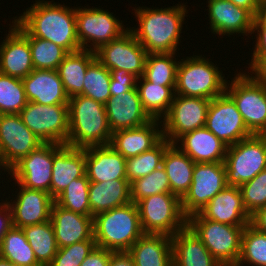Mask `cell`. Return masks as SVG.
Masks as SVG:
<instances>
[{
  "mask_svg": "<svg viewBox=\"0 0 266 266\" xmlns=\"http://www.w3.org/2000/svg\"><path fill=\"white\" fill-rule=\"evenodd\" d=\"M14 22L28 36L51 41L68 53L81 50L76 34V9L37 0Z\"/></svg>",
  "mask_w": 266,
  "mask_h": 266,
  "instance_id": "obj_1",
  "label": "cell"
},
{
  "mask_svg": "<svg viewBox=\"0 0 266 266\" xmlns=\"http://www.w3.org/2000/svg\"><path fill=\"white\" fill-rule=\"evenodd\" d=\"M186 9L183 3L164 9L137 7L139 26L130 31L148 54L176 53Z\"/></svg>",
  "mask_w": 266,
  "mask_h": 266,
  "instance_id": "obj_2",
  "label": "cell"
},
{
  "mask_svg": "<svg viewBox=\"0 0 266 266\" xmlns=\"http://www.w3.org/2000/svg\"><path fill=\"white\" fill-rule=\"evenodd\" d=\"M68 114L66 145L81 149L110 145L112 131L103 103L84 95L73 96L69 98Z\"/></svg>",
  "mask_w": 266,
  "mask_h": 266,
  "instance_id": "obj_3",
  "label": "cell"
},
{
  "mask_svg": "<svg viewBox=\"0 0 266 266\" xmlns=\"http://www.w3.org/2000/svg\"><path fill=\"white\" fill-rule=\"evenodd\" d=\"M97 247L113 252H127L144 234L137 204L113 208L93 217Z\"/></svg>",
  "mask_w": 266,
  "mask_h": 266,
  "instance_id": "obj_4",
  "label": "cell"
},
{
  "mask_svg": "<svg viewBox=\"0 0 266 266\" xmlns=\"http://www.w3.org/2000/svg\"><path fill=\"white\" fill-rule=\"evenodd\" d=\"M209 59L192 56L181 59L177 68L175 95L212 100L225 92L227 80Z\"/></svg>",
  "mask_w": 266,
  "mask_h": 266,
  "instance_id": "obj_5",
  "label": "cell"
},
{
  "mask_svg": "<svg viewBox=\"0 0 266 266\" xmlns=\"http://www.w3.org/2000/svg\"><path fill=\"white\" fill-rule=\"evenodd\" d=\"M187 225L220 265H236L245 226H233L205 219L199 212L188 217Z\"/></svg>",
  "mask_w": 266,
  "mask_h": 266,
  "instance_id": "obj_6",
  "label": "cell"
},
{
  "mask_svg": "<svg viewBox=\"0 0 266 266\" xmlns=\"http://www.w3.org/2000/svg\"><path fill=\"white\" fill-rule=\"evenodd\" d=\"M136 204L144 234L172 237L187 226L188 217L182 210L181 198L173 193L147 196Z\"/></svg>",
  "mask_w": 266,
  "mask_h": 266,
  "instance_id": "obj_7",
  "label": "cell"
},
{
  "mask_svg": "<svg viewBox=\"0 0 266 266\" xmlns=\"http://www.w3.org/2000/svg\"><path fill=\"white\" fill-rule=\"evenodd\" d=\"M226 83L225 92L233 99L247 129L254 135L266 133V84L254 75L239 72ZM228 84V85H227ZM230 85V86H229Z\"/></svg>",
  "mask_w": 266,
  "mask_h": 266,
  "instance_id": "obj_8",
  "label": "cell"
},
{
  "mask_svg": "<svg viewBox=\"0 0 266 266\" xmlns=\"http://www.w3.org/2000/svg\"><path fill=\"white\" fill-rule=\"evenodd\" d=\"M226 184L240 187L266 169V136L251 135L227 146L224 161Z\"/></svg>",
  "mask_w": 266,
  "mask_h": 266,
  "instance_id": "obj_9",
  "label": "cell"
},
{
  "mask_svg": "<svg viewBox=\"0 0 266 266\" xmlns=\"http://www.w3.org/2000/svg\"><path fill=\"white\" fill-rule=\"evenodd\" d=\"M19 115L25 126L43 143L66 145L69 133L68 104L28 102Z\"/></svg>",
  "mask_w": 266,
  "mask_h": 266,
  "instance_id": "obj_10",
  "label": "cell"
},
{
  "mask_svg": "<svg viewBox=\"0 0 266 266\" xmlns=\"http://www.w3.org/2000/svg\"><path fill=\"white\" fill-rule=\"evenodd\" d=\"M127 30L128 27L125 29L122 21L120 23L112 12L97 7L76 8V34L81 49L95 52Z\"/></svg>",
  "mask_w": 266,
  "mask_h": 266,
  "instance_id": "obj_11",
  "label": "cell"
},
{
  "mask_svg": "<svg viewBox=\"0 0 266 266\" xmlns=\"http://www.w3.org/2000/svg\"><path fill=\"white\" fill-rule=\"evenodd\" d=\"M226 186L224 162L195 163L192 183L181 198L184 214L189 217L200 212Z\"/></svg>",
  "mask_w": 266,
  "mask_h": 266,
  "instance_id": "obj_12",
  "label": "cell"
},
{
  "mask_svg": "<svg viewBox=\"0 0 266 266\" xmlns=\"http://www.w3.org/2000/svg\"><path fill=\"white\" fill-rule=\"evenodd\" d=\"M209 99L175 95L167 115L161 120L163 138L170 143L185 133L205 127Z\"/></svg>",
  "mask_w": 266,
  "mask_h": 266,
  "instance_id": "obj_13",
  "label": "cell"
},
{
  "mask_svg": "<svg viewBox=\"0 0 266 266\" xmlns=\"http://www.w3.org/2000/svg\"><path fill=\"white\" fill-rule=\"evenodd\" d=\"M205 127L226 146L253 135L247 129L235 102L226 92L210 101Z\"/></svg>",
  "mask_w": 266,
  "mask_h": 266,
  "instance_id": "obj_14",
  "label": "cell"
},
{
  "mask_svg": "<svg viewBox=\"0 0 266 266\" xmlns=\"http://www.w3.org/2000/svg\"><path fill=\"white\" fill-rule=\"evenodd\" d=\"M96 59L110 70H125L140 78L144 74L147 52L130 28L117 39L95 51Z\"/></svg>",
  "mask_w": 266,
  "mask_h": 266,
  "instance_id": "obj_15",
  "label": "cell"
},
{
  "mask_svg": "<svg viewBox=\"0 0 266 266\" xmlns=\"http://www.w3.org/2000/svg\"><path fill=\"white\" fill-rule=\"evenodd\" d=\"M53 143H43L10 169L9 174L21 186L51 195Z\"/></svg>",
  "mask_w": 266,
  "mask_h": 266,
  "instance_id": "obj_16",
  "label": "cell"
},
{
  "mask_svg": "<svg viewBox=\"0 0 266 266\" xmlns=\"http://www.w3.org/2000/svg\"><path fill=\"white\" fill-rule=\"evenodd\" d=\"M41 144L43 142L25 126L19 114L0 115V153L8 169Z\"/></svg>",
  "mask_w": 266,
  "mask_h": 266,
  "instance_id": "obj_17",
  "label": "cell"
},
{
  "mask_svg": "<svg viewBox=\"0 0 266 266\" xmlns=\"http://www.w3.org/2000/svg\"><path fill=\"white\" fill-rule=\"evenodd\" d=\"M12 24L7 37L0 43V72L23 79L34 70L29 36L15 23Z\"/></svg>",
  "mask_w": 266,
  "mask_h": 266,
  "instance_id": "obj_18",
  "label": "cell"
},
{
  "mask_svg": "<svg viewBox=\"0 0 266 266\" xmlns=\"http://www.w3.org/2000/svg\"><path fill=\"white\" fill-rule=\"evenodd\" d=\"M15 183L19 186L17 197L14 202H7L12 209L13 226L24 228L49 221L55 202L52 196L48 192L28 189Z\"/></svg>",
  "mask_w": 266,
  "mask_h": 266,
  "instance_id": "obj_19",
  "label": "cell"
},
{
  "mask_svg": "<svg viewBox=\"0 0 266 266\" xmlns=\"http://www.w3.org/2000/svg\"><path fill=\"white\" fill-rule=\"evenodd\" d=\"M85 174V149L53 143L51 196L54 200L74 179Z\"/></svg>",
  "mask_w": 266,
  "mask_h": 266,
  "instance_id": "obj_20",
  "label": "cell"
},
{
  "mask_svg": "<svg viewBox=\"0 0 266 266\" xmlns=\"http://www.w3.org/2000/svg\"><path fill=\"white\" fill-rule=\"evenodd\" d=\"M104 105L112 133L136 128L152 120L143 109L137 87L126 93L111 96Z\"/></svg>",
  "mask_w": 266,
  "mask_h": 266,
  "instance_id": "obj_21",
  "label": "cell"
},
{
  "mask_svg": "<svg viewBox=\"0 0 266 266\" xmlns=\"http://www.w3.org/2000/svg\"><path fill=\"white\" fill-rule=\"evenodd\" d=\"M207 7L212 33L224 36L252 34L254 15L249 10L230 0H209Z\"/></svg>",
  "mask_w": 266,
  "mask_h": 266,
  "instance_id": "obj_22",
  "label": "cell"
},
{
  "mask_svg": "<svg viewBox=\"0 0 266 266\" xmlns=\"http://www.w3.org/2000/svg\"><path fill=\"white\" fill-rule=\"evenodd\" d=\"M199 213L205 219L233 226H247L251 221L240 188L236 186L227 185Z\"/></svg>",
  "mask_w": 266,
  "mask_h": 266,
  "instance_id": "obj_23",
  "label": "cell"
},
{
  "mask_svg": "<svg viewBox=\"0 0 266 266\" xmlns=\"http://www.w3.org/2000/svg\"><path fill=\"white\" fill-rule=\"evenodd\" d=\"M50 221L58 248L80 241L95 240L92 216H84L66 210L54 202Z\"/></svg>",
  "mask_w": 266,
  "mask_h": 266,
  "instance_id": "obj_24",
  "label": "cell"
},
{
  "mask_svg": "<svg viewBox=\"0 0 266 266\" xmlns=\"http://www.w3.org/2000/svg\"><path fill=\"white\" fill-rule=\"evenodd\" d=\"M85 165L90 182L127 180L126 158L111 145L85 148Z\"/></svg>",
  "mask_w": 266,
  "mask_h": 266,
  "instance_id": "obj_25",
  "label": "cell"
},
{
  "mask_svg": "<svg viewBox=\"0 0 266 266\" xmlns=\"http://www.w3.org/2000/svg\"><path fill=\"white\" fill-rule=\"evenodd\" d=\"M161 126L160 120L152 119L136 128L117 130L112 133L110 145L126 159L135 157L152 149L163 139V130H159Z\"/></svg>",
  "mask_w": 266,
  "mask_h": 266,
  "instance_id": "obj_26",
  "label": "cell"
},
{
  "mask_svg": "<svg viewBox=\"0 0 266 266\" xmlns=\"http://www.w3.org/2000/svg\"><path fill=\"white\" fill-rule=\"evenodd\" d=\"M28 102L42 105L68 104L67 95L57 70L34 69L22 79Z\"/></svg>",
  "mask_w": 266,
  "mask_h": 266,
  "instance_id": "obj_27",
  "label": "cell"
},
{
  "mask_svg": "<svg viewBox=\"0 0 266 266\" xmlns=\"http://www.w3.org/2000/svg\"><path fill=\"white\" fill-rule=\"evenodd\" d=\"M174 144L195 163L225 161L227 146L206 127L183 134Z\"/></svg>",
  "mask_w": 266,
  "mask_h": 266,
  "instance_id": "obj_28",
  "label": "cell"
},
{
  "mask_svg": "<svg viewBox=\"0 0 266 266\" xmlns=\"http://www.w3.org/2000/svg\"><path fill=\"white\" fill-rule=\"evenodd\" d=\"M171 239L173 266H220L188 225Z\"/></svg>",
  "mask_w": 266,
  "mask_h": 266,
  "instance_id": "obj_29",
  "label": "cell"
},
{
  "mask_svg": "<svg viewBox=\"0 0 266 266\" xmlns=\"http://www.w3.org/2000/svg\"><path fill=\"white\" fill-rule=\"evenodd\" d=\"M127 252L135 266H173L172 239L164 234H143Z\"/></svg>",
  "mask_w": 266,
  "mask_h": 266,
  "instance_id": "obj_30",
  "label": "cell"
},
{
  "mask_svg": "<svg viewBox=\"0 0 266 266\" xmlns=\"http://www.w3.org/2000/svg\"><path fill=\"white\" fill-rule=\"evenodd\" d=\"M131 202L128 180L90 182L89 204L92 217Z\"/></svg>",
  "mask_w": 266,
  "mask_h": 266,
  "instance_id": "obj_31",
  "label": "cell"
},
{
  "mask_svg": "<svg viewBox=\"0 0 266 266\" xmlns=\"http://www.w3.org/2000/svg\"><path fill=\"white\" fill-rule=\"evenodd\" d=\"M162 166L167 173L171 193L182 198L192 183L195 162L171 143L166 148Z\"/></svg>",
  "mask_w": 266,
  "mask_h": 266,
  "instance_id": "obj_32",
  "label": "cell"
},
{
  "mask_svg": "<svg viewBox=\"0 0 266 266\" xmlns=\"http://www.w3.org/2000/svg\"><path fill=\"white\" fill-rule=\"evenodd\" d=\"M96 59L94 51L81 49L68 53L57 68L69 98L83 95V84L88 66Z\"/></svg>",
  "mask_w": 266,
  "mask_h": 266,
  "instance_id": "obj_33",
  "label": "cell"
},
{
  "mask_svg": "<svg viewBox=\"0 0 266 266\" xmlns=\"http://www.w3.org/2000/svg\"><path fill=\"white\" fill-rule=\"evenodd\" d=\"M136 87L143 109L149 117L156 120L163 119L173 102L175 86H162L157 83H151L142 76L137 79Z\"/></svg>",
  "mask_w": 266,
  "mask_h": 266,
  "instance_id": "obj_34",
  "label": "cell"
},
{
  "mask_svg": "<svg viewBox=\"0 0 266 266\" xmlns=\"http://www.w3.org/2000/svg\"><path fill=\"white\" fill-rule=\"evenodd\" d=\"M22 230L35 254L36 260L42 266H48L58 251L51 221L26 226Z\"/></svg>",
  "mask_w": 266,
  "mask_h": 266,
  "instance_id": "obj_35",
  "label": "cell"
},
{
  "mask_svg": "<svg viewBox=\"0 0 266 266\" xmlns=\"http://www.w3.org/2000/svg\"><path fill=\"white\" fill-rule=\"evenodd\" d=\"M0 256L17 266H42L35 257L22 228L12 227L3 238Z\"/></svg>",
  "mask_w": 266,
  "mask_h": 266,
  "instance_id": "obj_36",
  "label": "cell"
},
{
  "mask_svg": "<svg viewBox=\"0 0 266 266\" xmlns=\"http://www.w3.org/2000/svg\"><path fill=\"white\" fill-rule=\"evenodd\" d=\"M175 55L176 53L147 54L143 77L151 83L176 86L177 68L180 61H175Z\"/></svg>",
  "mask_w": 266,
  "mask_h": 266,
  "instance_id": "obj_37",
  "label": "cell"
},
{
  "mask_svg": "<svg viewBox=\"0 0 266 266\" xmlns=\"http://www.w3.org/2000/svg\"><path fill=\"white\" fill-rule=\"evenodd\" d=\"M171 143L163 138L155 147L135 157L126 159V178L129 183L144 177L163 164L166 148Z\"/></svg>",
  "mask_w": 266,
  "mask_h": 266,
  "instance_id": "obj_38",
  "label": "cell"
},
{
  "mask_svg": "<svg viewBox=\"0 0 266 266\" xmlns=\"http://www.w3.org/2000/svg\"><path fill=\"white\" fill-rule=\"evenodd\" d=\"M246 263L252 266H266V233L251 224L243 230L241 252L236 265L243 266Z\"/></svg>",
  "mask_w": 266,
  "mask_h": 266,
  "instance_id": "obj_39",
  "label": "cell"
},
{
  "mask_svg": "<svg viewBox=\"0 0 266 266\" xmlns=\"http://www.w3.org/2000/svg\"><path fill=\"white\" fill-rule=\"evenodd\" d=\"M90 181L85 174L74 179L56 199L55 203L62 208L75 213L92 216L89 204Z\"/></svg>",
  "mask_w": 266,
  "mask_h": 266,
  "instance_id": "obj_40",
  "label": "cell"
},
{
  "mask_svg": "<svg viewBox=\"0 0 266 266\" xmlns=\"http://www.w3.org/2000/svg\"><path fill=\"white\" fill-rule=\"evenodd\" d=\"M110 81V71L95 59L86 70L83 95L105 104L111 98Z\"/></svg>",
  "mask_w": 266,
  "mask_h": 266,
  "instance_id": "obj_41",
  "label": "cell"
},
{
  "mask_svg": "<svg viewBox=\"0 0 266 266\" xmlns=\"http://www.w3.org/2000/svg\"><path fill=\"white\" fill-rule=\"evenodd\" d=\"M34 69L57 70L68 52L55 43L38 37L29 36Z\"/></svg>",
  "mask_w": 266,
  "mask_h": 266,
  "instance_id": "obj_42",
  "label": "cell"
},
{
  "mask_svg": "<svg viewBox=\"0 0 266 266\" xmlns=\"http://www.w3.org/2000/svg\"><path fill=\"white\" fill-rule=\"evenodd\" d=\"M27 103L22 79L0 72V115L19 114Z\"/></svg>",
  "mask_w": 266,
  "mask_h": 266,
  "instance_id": "obj_43",
  "label": "cell"
},
{
  "mask_svg": "<svg viewBox=\"0 0 266 266\" xmlns=\"http://www.w3.org/2000/svg\"><path fill=\"white\" fill-rule=\"evenodd\" d=\"M131 202L159 193H171L170 183L163 166L130 183Z\"/></svg>",
  "mask_w": 266,
  "mask_h": 266,
  "instance_id": "obj_44",
  "label": "cell"
},
{
  "mask_svg": "<svg viewBox=\"0 0 266 266\" xmlns=\"http://www.w3.org/2000/svg\"><path fill=\"white\" fill-rule=\"evenodd\" d=\"M239 188L244 207L250 215H253L258 209L266 206V169Z\"/></svg>",
  "mask_w": 266,
  "mask_h": 266,
  "instance_id": "obj_45",
  "label": "cell"
},
{
  "mask_svg": "<svg viewBox=\"0 0 266 266\" xmlns=\"http://www.w3.org/2000/svg\"><path fill=\"white\" fill-rule=\"evenodd\" d=\"M96 246L95 240H85L58 248L48 266H80Z\"/></svg>",
  "mask_w": 266,
  "mask_h": 266,
  "instance_id": "obj_46",
  "label": "cell"
},
{
  "mask_svg": "<svg viewBox=\"0 0 266 266\" xmlns=\"http://www.w3.org/2000/svg\"><path fill=\"white\" fill-rule=\"evenodd\" d=\"M110 93L111 96L126 93L137 86V77L125 70H110Z\"/></svg>",
  "mask_w": 266,
  "mask_h": 266,
  "instance_id": "obj_47",
  "label": "cell"
},
{
  "mask_svg": "<svg viewBox=\"0 0 266 266\" xmlns=\"http://www.w3.org/2000/svg\"><path fill=\"white\" fill-rule=\"evenodd\" d=\"M257 32V40L255 49H253V55L251 62L249 63L250 70L264 57L266 56V28H252V33Z\"/></svg>",
  "mask_w": 266,
  "mask_h": 266,
  "instance_id": "obj_48",
  "label": "cell"
},
{
  "mask_svg": "<svg viewBox=\"0 0 266 266\" xmlns=\"http://www.w3.org/2000/svg\"><path fill=\"white\" fill-rule=\"evenodd\" d=\"M112 253L113 251L96 246L80 266H109Z\"/></svg>",
  "mask_w": 266,
  "mask_h": 266,
  "instance_id": "obj_49",
  "label": "cell"
},
{
  "mask_svg": "<svg viewBox=\"0 0 266 266\" xmlns=\"http://www.w3.org/2000/svg\"><path fill=\"white\" fill-rule=\"evenodd\" d=\"M12 227H14L12 209L6 200L4 203L2 202V204L0 203V247L3 238Z\"/></svg>",
  "mask_w": 266,
  "mask_h": 266,
  "instance_id": "obj_50",
  "label": "cell"
},
{
  "mask_svg": "<svg viewBox=\"0 0 266 266\" xmlns=\"http://www.w3.org/2000/svg\"><path fill=\"white\" fill-rule=\"evenodd\" d=\"M109 266H135V263L128 252H113Z\"/></svg>",
  "mask_w": 266,
  "mask_h": 266,
  "instance_id": "obj_51",
  "label": "cell"
},
{
  "mask_svg": "<svg viewBox=\"0 0 266 266\" xmlns=\"http://www.w3.org/2000/svg\"><path fill=\"white\" fill-rule=\"evenodd\" d=\"M250 224L259 231L266 233V206L261 207L251 215Z\"/></svg>",
  "mask_w": 266,
  "mask_h": 266,
  "instance_id": "obj_52",
  "label": "cell"
},
{
  "mask_svg": "<svg viewBox=\"0 0 266 266\" xmlns=\"http://www.w3.org/2000/svg\"><path fill=\"white\" fill-rule=\"evenodd\" d=\"M253 28H266V0L261 1L257 7Z\"/></svg>",
  "mask_w": 266,
  "mask_h": 266,
  "instance_id": "obj_53",
  "label": "cell"
},
{
  "mask_svg": "<svg viewBox=\"0 0 266 266\" xmlns=\"http://www.w3.org/2000/svg\"><path fill=\"white\" fill-rule=\"evenodd\" d=\"M250 71L255 78L266 84V56H264Z\"/></svg>",
  "mask_w": 266,
  "mask_h": 266,
  "instance_id": "obj_54",
  "label": "cell"
},
{
  "mask_svg": "<svg viewBox=\"0 0 266 266\" xmlns=\"http://www.w3.org/2000/svg\"><path fill=\"white\" fill-rule=\"evenodd\" d=\"M0 266H17V265L7 260L6 258L0 256Z\"/></svg>",
  "mask_w": 266,
  "mask_h": 266,
  "instance_id": "obj_55",
  "label": "cell"
},
{
  "mask_svg": "<svg viewBox=\"0 0 266 266\" xmlns=\"http://www.w3.org/2000/svg\"><path fill=\"white\" fill-rule=\"evenodd\" d=\"M0 168L2 169V170H4V171H7L8 172V174H9V169L7 168V166L4 164V162H3V159H2V156H1V153H0ZM6 169V170H5Z\"/></svg>",
  "mask_w": 266,
  "mask_h": 266,
  "instance_id": "obj_56",
  "label": "cell"
},
{
  "mask_svg": "<svg viewBox=\"0 0 266 266\" xmlns=\"http://www.w3.org/2000/svg\"><path fill=\"white\" fill-rule=\"evenodd\" d=\"M220 266H237V265H220Z\"/></svg>",
  "mask_w": 266,
  "mask_h": 266,
  "instance_id": "obj_57",
  "label": "cell"
}]
</instances>
